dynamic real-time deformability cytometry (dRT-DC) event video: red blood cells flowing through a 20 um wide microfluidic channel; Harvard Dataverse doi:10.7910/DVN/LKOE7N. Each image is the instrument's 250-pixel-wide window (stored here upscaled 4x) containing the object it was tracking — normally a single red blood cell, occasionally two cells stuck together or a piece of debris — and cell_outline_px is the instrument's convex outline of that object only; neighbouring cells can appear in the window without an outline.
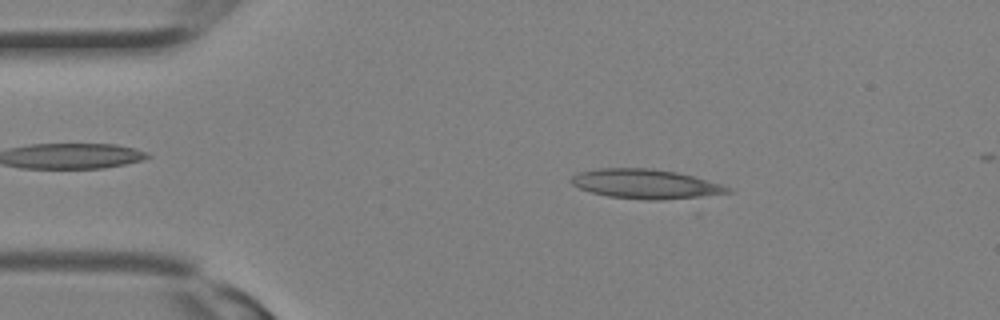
{"species": "Egyptian fruit bat (a non-hibernating species)", "species_latin": "Rousettus aegyptiacus", "temperature_condition": "room temperature", "stored_images_in_passage": 17, "camera_frame_rate_fps": 3000, "um_per_image_px": 0.085, "animal": {"sex": "female"}, "frame": {"image": 1, "passage_image": 4, "time_ms": 1.0, "image_size_px": [1000, 320], "cell_outline_px": [[732, 192], [700, 196], [660, 200], [648, 200], [608, 196], [592, 192], [580, 188], [572, 184], [568, 180], [576, 172], [596, 168], [652, 168], [676, 172], [692, 176], [720, 184], [732, 188]], "centroid_in_image_um": [54.81, 15.62], "position_along_channel_um": 30.2, "area_um2": 26.7}}
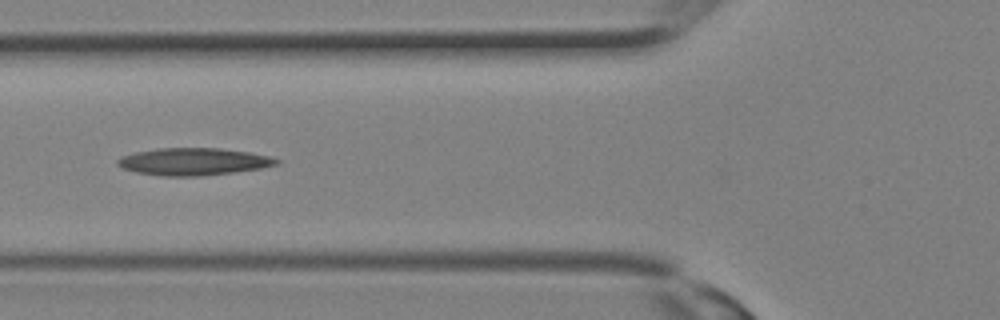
{"frame": {"image": 2, "passage_image": 10, "time_ms": 3.0, "image_size_px": [1000, 320], "cell_outline_px": [[280, 164], [260, 168], [232, 172], [200, 176], [160, 176], [136, 172], [124, 168], [116, 164], [116, 160], [120, 156], [136, 152], [156, 148], [220, 148], [248, 152], [268, 156], [280, 160]], "centroid_in_image_um": [16.41, 13.73], "position_along_channel_um": 109.4, "area_um2": 25.2}}
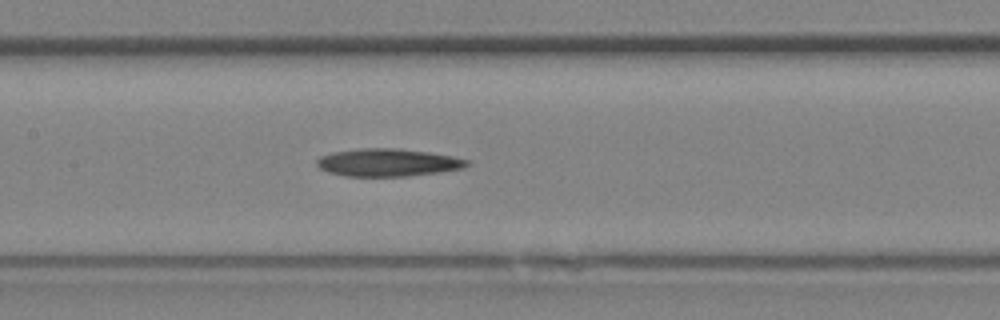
{"frame": {"image": 3, "passage_image": 13, "time_ms": 4.0, "image_size_px": [1000, 320], "cell_outline_px": [[468, 164], [464, 168], [440, 172], [408, 176], [344, 176], [328, 172], [320, 168], [316, 164], [316, 160], [320, 156], [332, 152], [360, 148], [396, 148], [428, 152], [452, 156], [468, 160]], "centroid_in_image_um": [32.94, 13.81], "position_along_channel_um": 174.5, "area_um2": 24.22}}